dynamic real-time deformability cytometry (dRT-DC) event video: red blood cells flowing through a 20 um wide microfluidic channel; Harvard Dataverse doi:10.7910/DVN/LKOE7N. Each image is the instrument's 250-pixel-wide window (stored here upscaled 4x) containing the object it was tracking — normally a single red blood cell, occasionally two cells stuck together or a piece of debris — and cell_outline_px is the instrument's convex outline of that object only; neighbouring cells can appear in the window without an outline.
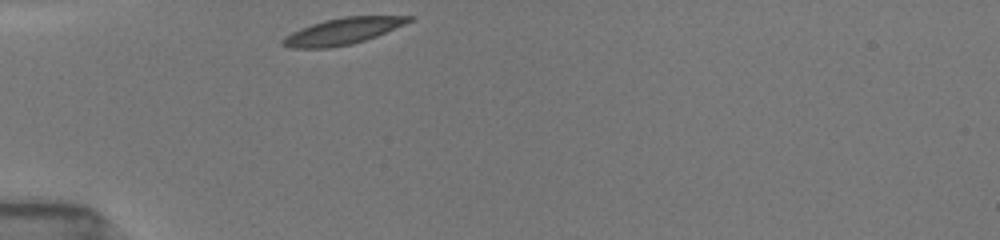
{"species": "common noctule bat (a hibernating species)", "species_latin": "Nyctalus noctula", "temperature_condition": "room temperature", "stored_images_in_passage": 22, "camera_frame_rate_fps": 3000, "um_per_image_px": 0.085, "animal": {"sex": "female", "body_mass_g": 19.5, "forearm_length_mm": 54.1}, "frame": {"image": 1, "passage_image": 1, "time_ms": 0.0, "image_size_px": [1000, 240], "cell_outline_px": [[416, 16], [412, 20], [404, 24], [376, 36], [352, 44], [328, 48], [292, 48], [280, 44], [280, 40], [284, 36], [300, 28], [324, 20], [344, 16]], "centroid_in_image_um": [29.08, 2.65], "position_along_channel_um": 55.9, "area_um2": 19.36}}
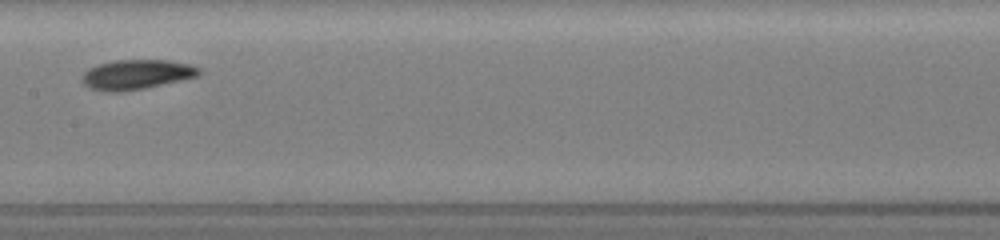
{"frame": {"image": 2, "passage_image": 8, "time_ms": 4.0, "image_size_px": [1000, 240], "cell_outline_px": [[200, 72], [196, 76], [180, 80], [144, 88], [124, 92], [108, 92], [92, 88], [84, 84], [80, 80], [84, 72], [88, 68], [96, 64], [116, 60], [168, 60], [188, 64], [200, 68]], "centroid_in_image_um": [11.54, 6.33], "position_along_channel_um": 195.9, "area_um2": 20.17}}
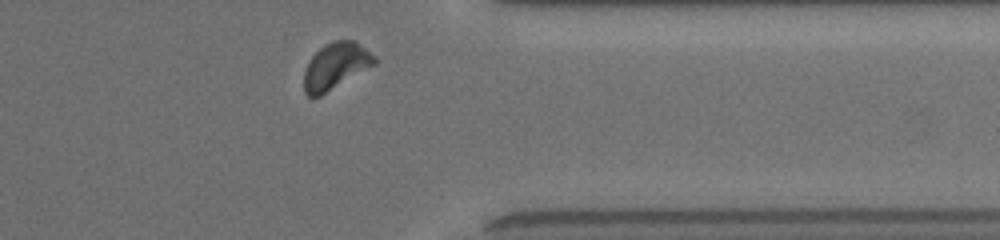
{"frame": {"image": 3, "passage_image": 19, "time_ms": 9.0, "image_size_px": [1000, 240], "cell_outline_px": [[376, 64], [320, 96], [312, 100], [304, 92], [304, 72], [308, 60], [324, 44], [332, 40], [352, 40], [376, 56]], "centroid_in_image_um": [28.5, 5.63], "position_along_channel_um": 382.9, "area_um2": 19.13}, "authors_computed_cell_mechanics": {"area_um2": 19.2763, "velocity_mm_per_s": 3.8454, "shape_relaxation_time_tau1_ms": 2.2187, "shape_relaxation_time_tau2_ms": 8.8232, "deformation_change_tau1": 0.114, "deformation_change_tau2": 0.0992}}